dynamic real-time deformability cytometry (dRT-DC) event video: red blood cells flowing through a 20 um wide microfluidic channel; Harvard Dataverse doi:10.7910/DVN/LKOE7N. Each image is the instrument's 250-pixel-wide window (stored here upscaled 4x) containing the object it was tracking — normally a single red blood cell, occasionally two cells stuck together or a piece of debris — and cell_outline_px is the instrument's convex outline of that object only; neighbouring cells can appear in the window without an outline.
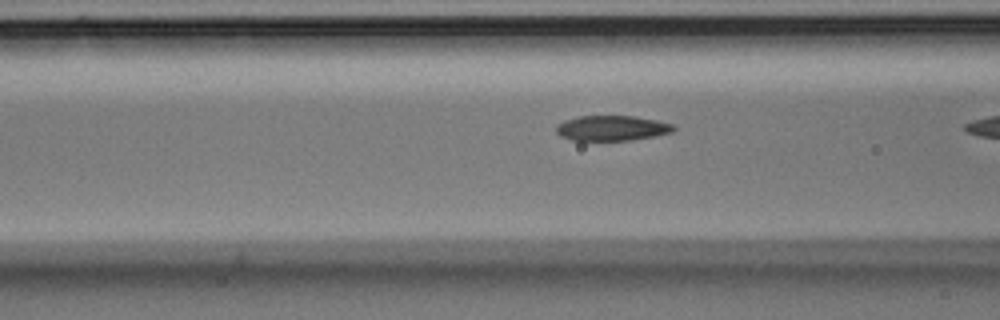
{"species": "Egyptian fruit bat (a non-hibernating species)", "species_latin": "Rousettus aegyptiacus", "temperature_condition": "room temperature", "stored_images_in_passage": 18, "segment_of_instrument_passage": [2, 2], "camera_frame_rate_fps": 3000, "um_per_image_px": 0.085, "animal": {"sex": "male"}, "frame": {"image": 1, "passage_image": 17, "time_ms": 5.333, "image_size_px": [1000, 320], "cell_outline_px": [[676, 128], [672, 132], [652, 136], [628, 140], [572, 140], [560, 136], [556, 132], [556, 124], [564, 120], [580, 116], [636, 116], [656, 120], [672, 124]], "centroid_in_image_um": [51.97, 10.88], "position_along_channel_um": 114.6, "area_um2": 17.11}}